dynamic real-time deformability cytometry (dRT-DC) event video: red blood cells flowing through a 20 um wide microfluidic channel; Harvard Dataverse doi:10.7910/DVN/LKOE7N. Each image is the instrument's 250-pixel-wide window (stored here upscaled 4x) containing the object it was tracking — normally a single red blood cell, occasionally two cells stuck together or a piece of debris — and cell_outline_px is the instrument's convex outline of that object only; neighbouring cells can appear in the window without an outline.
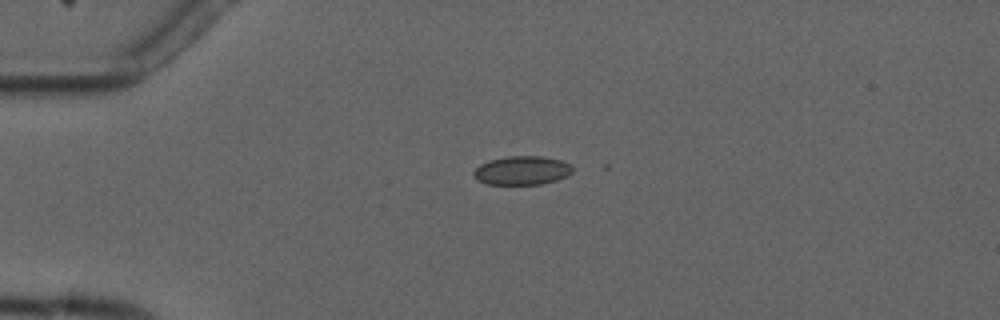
{"species": "common noctule bat (a hibernating species)", "species_latin": "Nyctalus noctula", "temperature_condition": "cold", "stored_images_in_passage": 2, "camera_frame_rate_fps": 3000, "um_per_image_px": 0.085, "animal": {"sex": "male", "forearm_length_mm": 52.5}, "frame": {"image": 1, "passage_image": 1, "time_ms": 0.0, "image_size_px": [1000, 320], "cell_outline_px": [[572, 172], [556, 180], [540, 184], [488, 184], [476, 180], [472, 176], [472, 172], [480, 164], [488, 160], [508, 156], [540, 156], [560, 160], [572, 164]], "centroid_in_image_um": [44.32, 14.48], "position_along_channel_um": 40.7, "area_um2": 16.59}}